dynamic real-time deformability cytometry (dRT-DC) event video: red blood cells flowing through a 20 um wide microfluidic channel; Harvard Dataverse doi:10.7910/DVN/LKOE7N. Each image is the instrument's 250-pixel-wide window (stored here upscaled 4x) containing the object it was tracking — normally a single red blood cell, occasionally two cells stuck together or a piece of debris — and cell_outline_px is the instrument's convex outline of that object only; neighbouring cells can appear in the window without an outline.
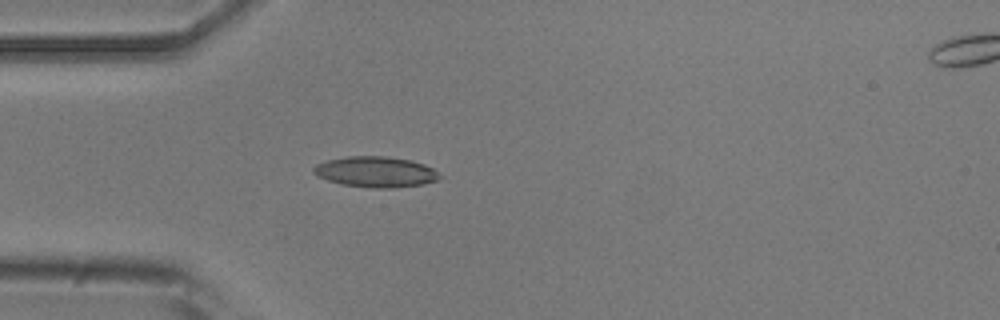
{"species": "common noctule bat (a hibernating species)", "species_latin": "Nyctalus noctula", "temperature_condition": "room temperature", "stored_images_in_passage": 6, "camera_frame_rate_fps": 3000, "um_per_image_px": 0.085, "animal": {"sex": "male", "body_mass_g": 20.5, "forearm_length_mm": 52.5}, "frame": {"image": 1, "passage_image": 5, "time_ms": 4.667, "image_size_px": [1000, 320], "cell_outline_px": [[444, 176], [436, 180], [424, 184], [392, 188], [376, 188], [344, 184], [328, 180], [312, 172], [312, 168], [316, 164], [328, 160], [348, 156], [384, 156], [412, 160], [424, 164], [432, 168]], "centroid_in_image_um": [31.97, 14.6], "position_along_channel_um": 53.0, "area_um2": 22.43}}